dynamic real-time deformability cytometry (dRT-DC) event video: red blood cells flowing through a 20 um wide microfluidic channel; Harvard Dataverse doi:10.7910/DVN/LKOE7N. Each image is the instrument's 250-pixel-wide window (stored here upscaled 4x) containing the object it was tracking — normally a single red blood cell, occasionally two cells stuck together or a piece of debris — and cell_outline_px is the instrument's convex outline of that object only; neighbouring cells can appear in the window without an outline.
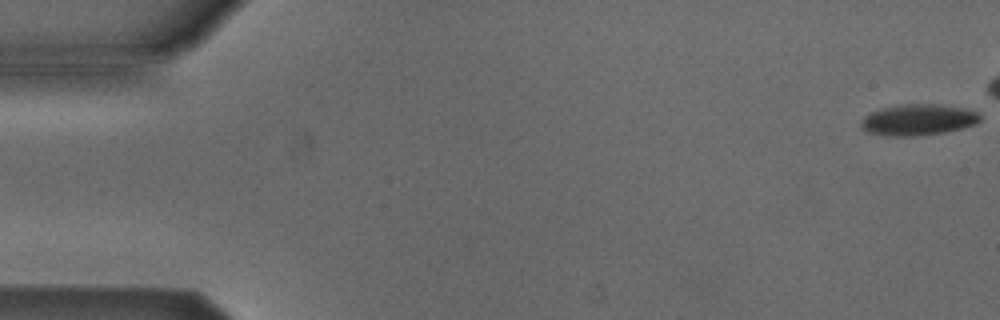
{"species": "Egyptian fruit bat (a non-hibernating species)", "species_latin": "Rousettus aegyptiacus", "temperature_condition": "cold", "stored_images_in_passage": 6, "camera_frame_rate_fps": 3000, "um_per_image_px": 0.085, "animal": {"sex": "male"}, "frame": {"image": 1, "passage_image": 1, "time_ms": 0.0, "image_size_px": [1000, 320], "cell_outline_px": [[980, 120], [976, 124], [944, 132], [916, 136], [892, 136], [868, 132], [860, 128], [860, 120], [864, 116], [872, 112], [884, 108], [908, 104], [940, 104], [964, 108], [976, 112], [980, 116]], "centroid_in_image_um": [78.03, 10.18], "position_along_channel_um": 7.0, "area_um2": 21.39}}